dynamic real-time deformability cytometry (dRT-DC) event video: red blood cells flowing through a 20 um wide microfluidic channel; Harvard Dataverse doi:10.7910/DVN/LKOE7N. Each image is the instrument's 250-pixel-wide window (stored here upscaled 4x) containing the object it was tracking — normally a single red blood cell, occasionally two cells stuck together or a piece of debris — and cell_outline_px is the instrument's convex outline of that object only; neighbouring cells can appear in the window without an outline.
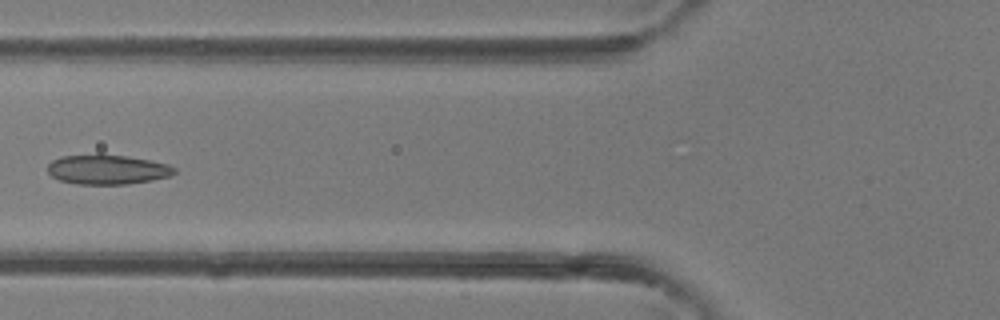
{"species": "common noctule bat (a hibernating species)", "species_latin": "Nyctalus noctula", "temperature_condition": "room temperature", "stored_images_in_passage": 35, "camera_frame_rate_fps": 3000, "um_per_image_px": 0.085, "animal": {"sex": "female"}, "frame": {"image": 1, "passage_image": 10, "time_ms": 3.0, "image_size_px": [1000, 320], "cell_outline_px": [[176, 172], [172, 176], [152, 180], [128, 184], [76, 184], [60, 180], [52, 176], [48, 172], [48, 164], [52, 160], [60, 156], [128, 156], [168, 164], [176, 168]], "centroid_in_image_um": [9.16, 14.43], "position_along_channel_um": 116.6, "area_um2": 21.5}}
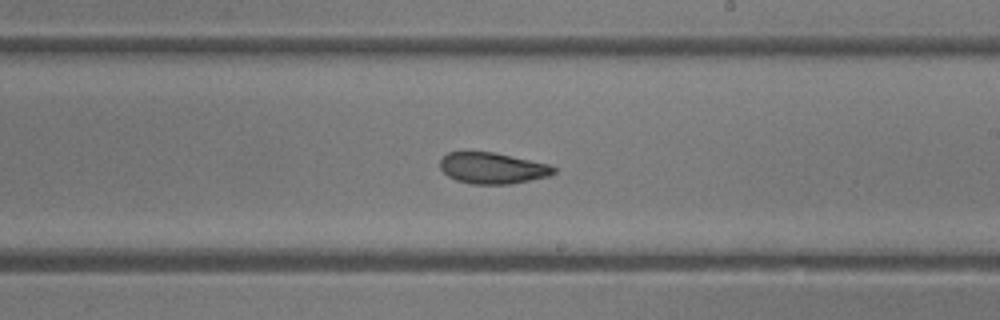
{"frame": {"image": 2, "passage_image": 18, "time_ms": 5.667, "image_size_px": [1000, 320], "cell_outline_px": [[556, 172], [548, 176], [508, 184], [472, 184], [456, 180], [448, 176], [440, 168], [440, 160], [448, 152], [492, 152], [548, 164], [556, 168]], "centroid_in_image_um": [41.83, 14.29], "position_along_channel_um": 247.2, "area_um2": 20.35}}
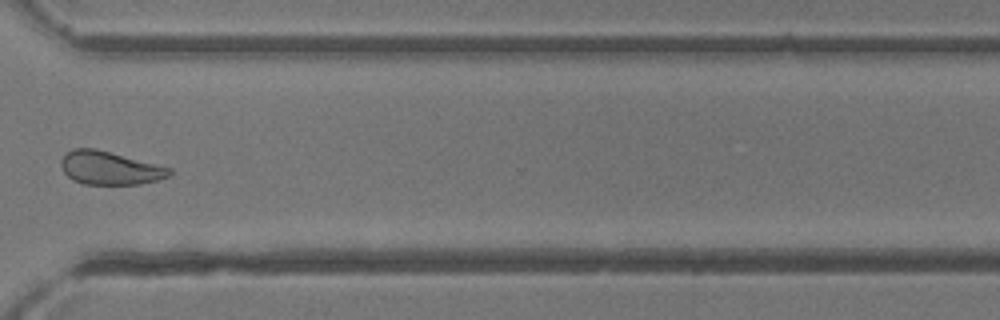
{"frame": {"image": 3, "passage_image": 25, "time_ms": 8.0, "image_size_px": [1000, 320], "cell_outline_px": [[172, 176], [140, 184], [84, 184], [72, 180], [64, 172], [60, 164], [60, 160], [72, 148], [96, 148], [172, 168]], "centroid_in_image_um": [9.34, 14.28], "position_along_channel_um": 361.3, "area_um2": 21.1}}